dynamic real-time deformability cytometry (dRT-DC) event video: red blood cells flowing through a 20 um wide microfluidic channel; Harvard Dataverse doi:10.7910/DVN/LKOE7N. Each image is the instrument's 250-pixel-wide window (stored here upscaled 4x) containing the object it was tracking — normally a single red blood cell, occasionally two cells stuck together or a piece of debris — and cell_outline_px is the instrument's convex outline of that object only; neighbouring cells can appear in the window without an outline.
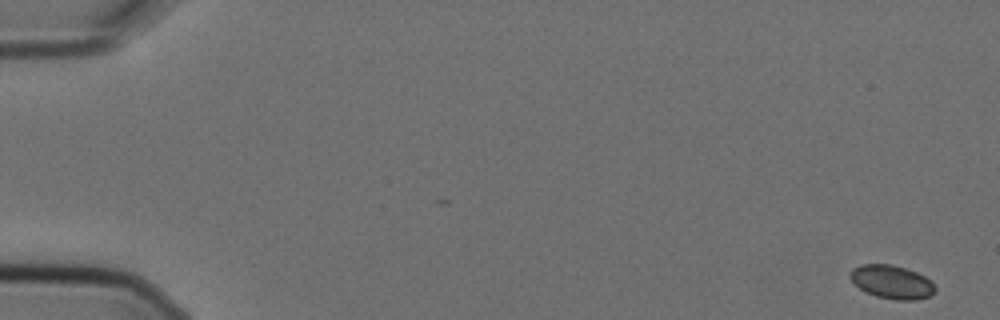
{"species": "Egyptian fruit bat (a non-hibernating species)", "species_latin": "Rousettus aegyptiacus", "temperature_condition": "cold", "stored_images_in_passage": 7, "camera_frame_rate_fps": 3000, "um_per_image_px": 0.085, "animal": {"sex": "female"}, "frame": {"image": 1, "passage_image": 1, "time_ms": 0.0, "image_size_px": [1000, 320], "cell_outline_px": [[936, 292], [932, 296], [916, 300], [896, 300], [876, 296], [860, 288], [848, 276], [852, 268], [860, 264], [892, 264], [916, 272], [924, 276], [936, 288]], "centroid_in_image_um": [75.81, 23.97], "position_along_channel_um": 9.2, "area_um2": 16.53}}
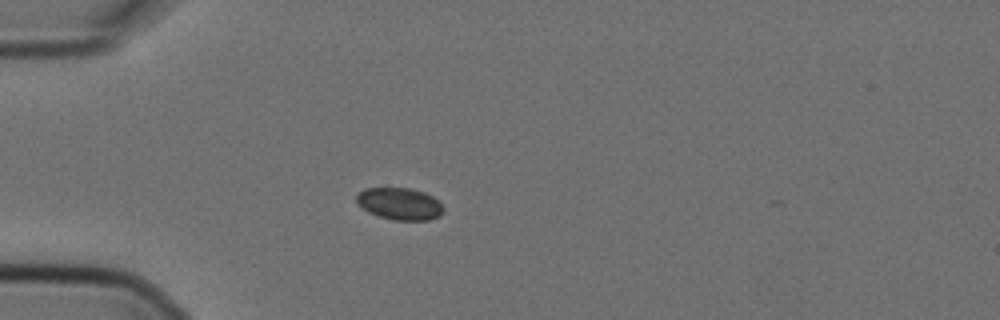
{"frame": {"image": 2, "passage_image": 5, "time_ms": 1.333, "image_size_px": [1000, 320], "cell_outline_px": [[444, 208], [440, 216], [428, 220], [396, 220], [376, 216], [368, 212], [356, 204], [356, 196], [364, 188], [412, 188], [424, 192], [432, 196]], "centroid_in_image_um": [33.94, 17.32], "position_along_channel_um": 51.1, "area_um2": 16.3}}
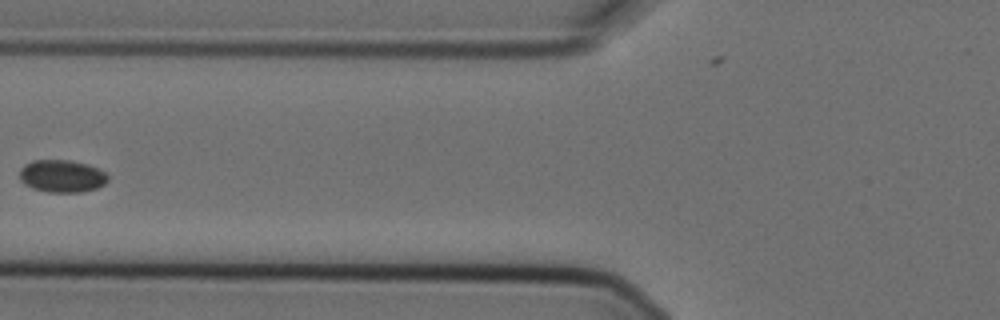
{"frame": {"image": 3, "passage_image": 7, "time_ms": 2.0, "image_size_px": [1000, 320], "cell_outline_px": [[108, 180], [104, 184], [96, 188], [80, 192], [48, 192], [32, 188], [24, 184], [20, 180], [20, 168], [24, 164], [32, 160], [68, 160], [88, 164], [104, 172], [108, 176]], "centroid_in_image_um": [5.23, 14.96], "position_along_channel_um": 120.6, "area_um2": 16.7}}